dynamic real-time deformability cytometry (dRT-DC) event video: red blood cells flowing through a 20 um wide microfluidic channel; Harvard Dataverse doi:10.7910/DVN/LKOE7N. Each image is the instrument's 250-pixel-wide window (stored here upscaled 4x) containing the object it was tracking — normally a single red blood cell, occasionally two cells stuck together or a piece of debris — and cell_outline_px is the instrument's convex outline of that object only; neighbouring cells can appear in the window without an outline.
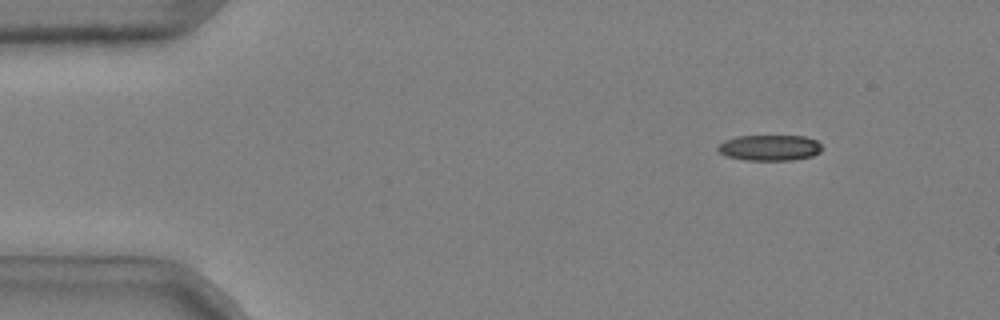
{"species": "common noctule bat (a hibernating species)", "species_latin": "Nyctalus noctula", "temperature_condition": "cold", "stored_images_in_passage": 47, "camera_frame_rate_fps": 3000, "um_per_image_px": 0.085, "animal": {"sex": "male", "body_mass_g": 20.4}, "frame": {"image": 1, "passage_image": 3, "time_ms": 0.667, "image_size_px": [1000, 320], "cell_outline_px": [[824, 148], [820, 152], [812, 156], [792, 160], [744, 160], [724, 156], [716, 148], [724, 140], [736, 136], [804, 136], [816, 140]], "centroid_in_image_um": [65.41, 12.56], "position_along_channel_um": 19.6, "area_um2": 15.78}}
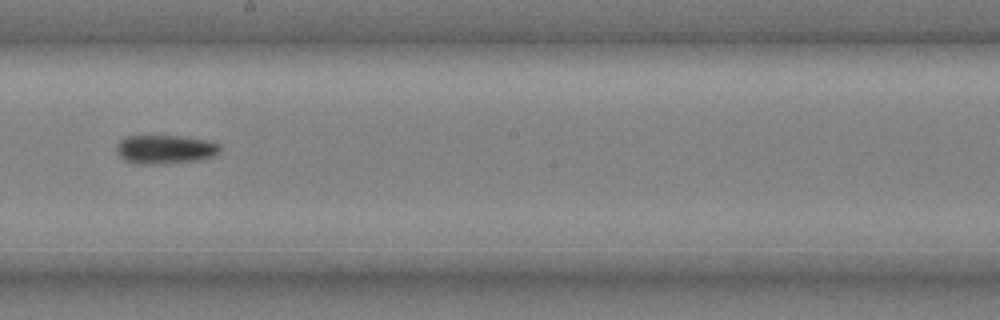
{"frame": {"image": 2, "passage_image": 27, "time_ms": 8.667, "image_size_px": [1000, 320], "cell_outline_px": [[220, 152], [212, 156], [200, 160], [156, 164], [136, 164], [124, 160], [116, 152], [116, 144], [120, 140], [128, 136], [184, 136], [212, 140], [220, 144]], "centroid_in_image_um": [14.06, 12.69], "position_along_channel_um": 234.1, "area_um2": 17.63}}
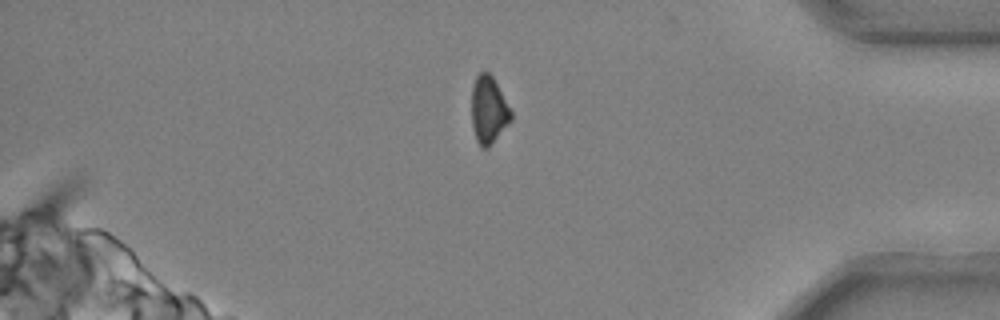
{"frame": {"image": 3, "passage_image": 42, "time_ms": 13.667, "image_size_px": [1000, 320], "cell_outline_px": [[512, 120], [488, 148], [480, 148], [476, 140], [472, 128], [472, 88], [476, 76], [480, 72], [488, 72], [492, 76], [512, 112]], "centroid_in_image_um": [41.52, 9.38], "position_along_channel_um": 393.7, "area_um2": 15.43}}